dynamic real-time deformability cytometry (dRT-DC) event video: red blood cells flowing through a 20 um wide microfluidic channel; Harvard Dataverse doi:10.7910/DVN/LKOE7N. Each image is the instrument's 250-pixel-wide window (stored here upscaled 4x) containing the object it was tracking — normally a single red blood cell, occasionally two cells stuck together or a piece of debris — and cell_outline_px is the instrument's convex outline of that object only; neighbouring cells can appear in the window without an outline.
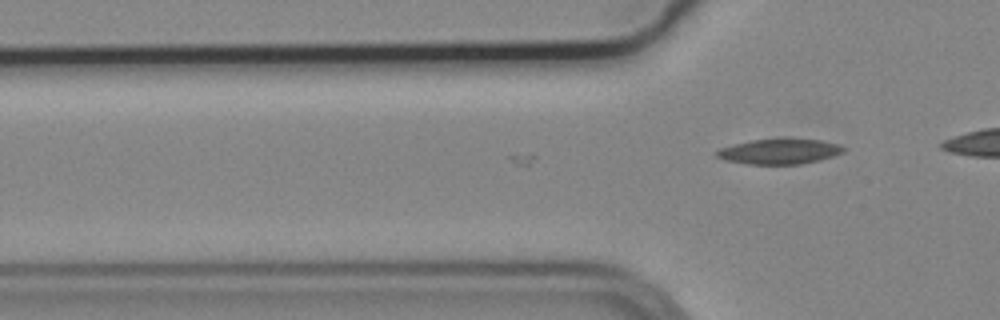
{"species": "common noctule bat (a hibernating species)", "species_latin": "Nyctalus noctula", "temperature_condition": "cold", "stored_images_in_passage": 3, "camera_frame_rate_fps": 3000, "um_per_image_px": 0.085, "animal": {"sex": "male", "body_mass_g": 19.2, "forearm_length_mm": 51.8}, "frame": {"image": 1, "passage_image": 3, "time_ms": 0.667, "image_size_px": [1000, 320], "cell_outline_px": [[844, 152], [820, 160], [800, 164], [744, 164], [724, 160], [716, 156], [712, 152], [720, 148], [732, 144], [752, 140], [784, 136], [820, 140], [836, 144], [844, 148]], "centroid_in_image_um": [66.19, 12.84], "position_along_channel_um": 59.6, "area_um2": 19.31}}